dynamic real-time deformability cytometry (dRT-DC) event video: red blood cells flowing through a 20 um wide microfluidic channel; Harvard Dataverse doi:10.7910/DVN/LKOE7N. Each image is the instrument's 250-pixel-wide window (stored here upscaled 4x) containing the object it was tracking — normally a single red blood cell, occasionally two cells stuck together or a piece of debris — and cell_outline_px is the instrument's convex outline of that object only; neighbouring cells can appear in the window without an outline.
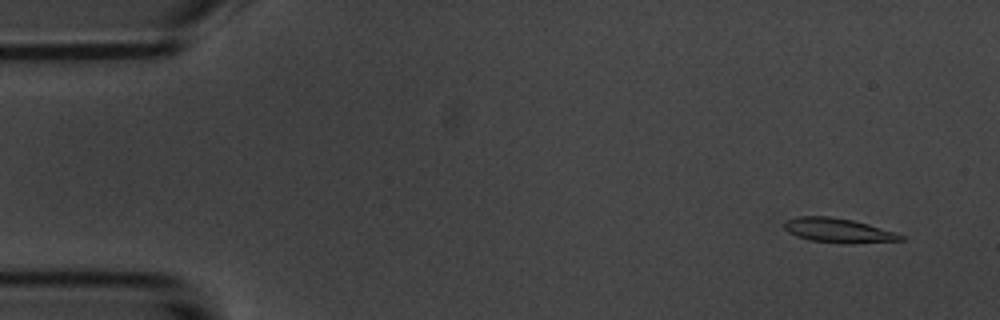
{"species": "common noctule bat (a hibernating species)", "species_latin": "Nyctalus noctula", "temperature_condition": "room temperature", "stored_images_in_passage": 12, "camera_frame_rate_fps": 3000, "um_per_image_px": 0.085, "animal": {"sex": "male", "body_mass_g": 20.1, "forearm_length_mm": 53.5}, "frame": {"image": 1, "passage_image": 4, "time_ms": 1.0, "image_size_px": [1000, 320], "cell_outline_px": [[904, 240], [844, 244], [808, 240], [796, 236], [788, 232], [784, 228], [784, 220], [800, 216], [828, 216], [852, 220], [868, 224], [904, 236]], "centroid_in_image_um": [71.18, 19.59], "position_along_channel_um": 13.8, "area_um2": 16.47}}